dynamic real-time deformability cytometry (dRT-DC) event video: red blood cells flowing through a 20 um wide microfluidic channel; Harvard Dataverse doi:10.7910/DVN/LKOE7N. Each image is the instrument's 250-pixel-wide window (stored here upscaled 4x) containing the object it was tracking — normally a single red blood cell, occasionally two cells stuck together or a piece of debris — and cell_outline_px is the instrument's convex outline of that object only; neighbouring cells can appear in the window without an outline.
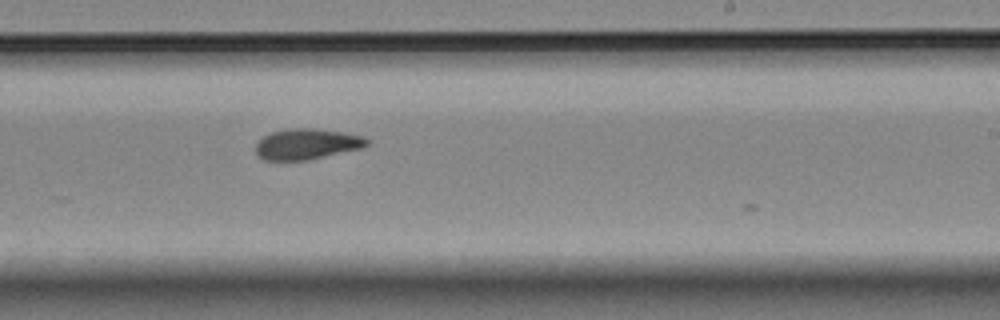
{"species": "Egyptian fruit bat (a non-hibernating species)", "species_latin": "Rousettus aegyptiacus", "temperature_condition": "room temperature", "stored_images_in_passage": 10, "camera_frame_rate_fps": 3000, "um_per_image_px": 0.085, "animal": {"sex": "female"}, "frame": {"image": 1, "passage_image": 10, "time_ms": 3.0, "image_size_px": [1000, 320], "cell_outline_px": [[368, 144], [360, 148], [308, 160], [264, 160], [256, 152], [256, 144], [264, 136], [272, 132], [288, 128], [316, 128], [344, 132], [364, 136], [368, 140]], "centroid_in_image_um": [26.08, 12.23], "position_along_channel_um": 262.9, "area_um2": 19.77}}